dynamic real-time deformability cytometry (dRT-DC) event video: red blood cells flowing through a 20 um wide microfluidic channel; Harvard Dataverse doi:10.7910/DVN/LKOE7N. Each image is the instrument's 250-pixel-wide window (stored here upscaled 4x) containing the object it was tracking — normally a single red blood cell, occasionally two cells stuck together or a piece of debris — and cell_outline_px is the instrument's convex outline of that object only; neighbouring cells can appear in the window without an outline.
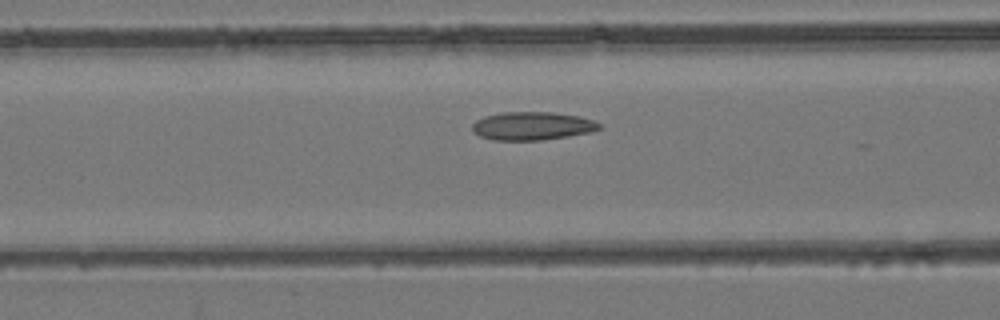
{"species": "common noctule bat (a hibernating species)", "species_latin": "Nyctalus noctula", "temperature_condition": "room temperature", "stored_images_in_passage": 24, "camera_frame_rate_fps": 3000, "um_per_image_px": 0.085, "animal": {"sex": "female", "body_mass_g": 24.6, "forearm_length_mm": 56.2}, "frame": {"image": 1, "passage_image": 15, "time_ms": 4.667, "image_size_px": [1000, 320], "cell_outline_px": [[600, 128], [592, 132], [568, 136], [540, 140], [492, 140], [480, 136], [472, 128], [472, 124], [476, 120], [484, 116], [504, 112], [552, 112], [580, 116], [592, 120], [600, 124]], "centroid_in_image_um": [45.24, 10.7], "position_along_channel_um": 121.4, "area_um2": 20.81}}
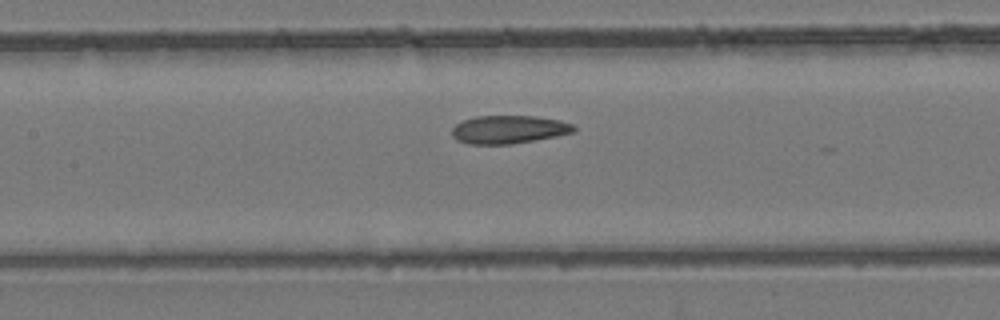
{"frame": {"image": 2, "passage_image": 18, "time_ms": 5.667, "image_size_px": [1000, 320], "cell_outline_px": [[576, 128], [572, 132], [532, 140], [508, 144], [468, 144], [456, 140], [452, 136], [452, 128], [456, 124], [464, 120], [476, 116], [536, 116], [560, 120], [572, 124]], "centroid_in_image_um": [43.18, 11.0], "position_along_channel_um": 164.2, "area_um2": 19.71}}
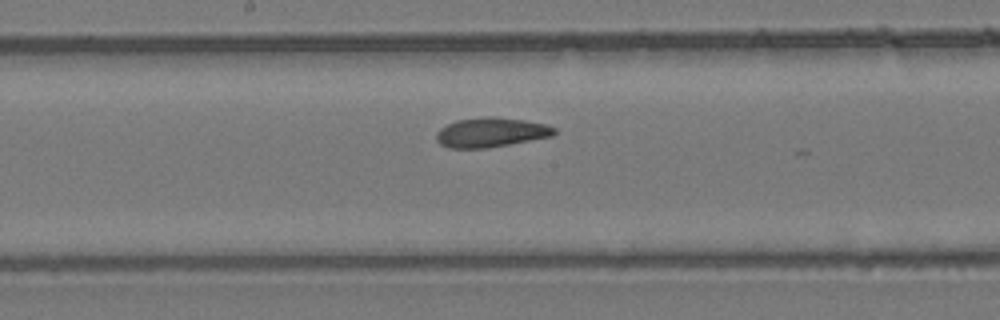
{"frame": {"image": 3, "passage_image": 21, "time_ms": 6.667, "image_size_px": [1000, 320], "cell_outline_px": [[556, 132], [552, 136], [488, 148], [448, 148], [440, 144], [436, 140], [436, 132], [440, 128], [456, 120], [484, 116], [492, 116], [524, 120], [544, 124], [556, 128]], "centroid_in_image_um": [41.7, 11.25], "position_along_channel_um": 206.5, "area_um2": 20.35}}